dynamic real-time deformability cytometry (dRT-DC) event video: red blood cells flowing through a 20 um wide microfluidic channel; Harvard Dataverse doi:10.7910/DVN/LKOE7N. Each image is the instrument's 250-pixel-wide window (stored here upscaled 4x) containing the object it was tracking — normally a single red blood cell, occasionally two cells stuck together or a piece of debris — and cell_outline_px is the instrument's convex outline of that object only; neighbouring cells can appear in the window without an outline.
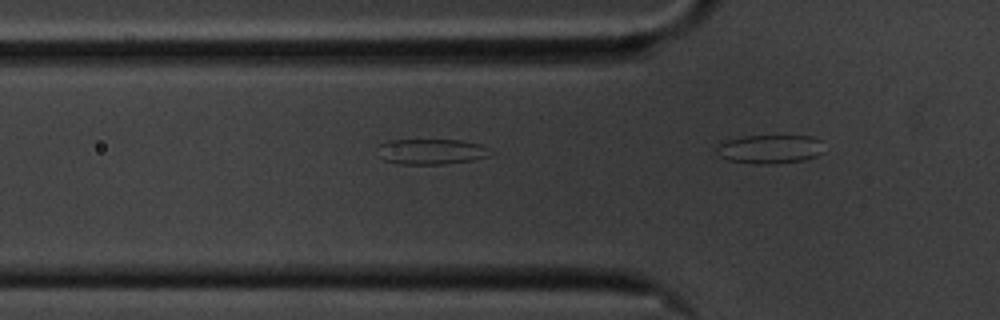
{"species": "common noctule bat (a hibernating species)", "species_latin": "Nyctalus noctula", "temperature_condition": "cold", "stored_images_in_passage": 3, "segment_of_instrument_passage": [1, 2], "camera_frame_rate_fps": 3000, "um_per_image_px": 0.085, "animal": {"sex": "male", "body_mass_g": 20.1, "forearm_length_mm": 53.5}, "frame": {"image": 1, "passage_image": 2, "time_ms": 0.333, "image_size_px": [1000, 320], "cell_outline_px": [[492, 152], [484, 156], [472, 160], [444, 164], [400, 164], [384, 160], [380, 144], [388, 140], [460, 140], [480, 144], [492, 148]], "centroid_in_image_um": [36.73, 12.88], "position_along_channel_um": 89.1, "area_um2": 16.42}}